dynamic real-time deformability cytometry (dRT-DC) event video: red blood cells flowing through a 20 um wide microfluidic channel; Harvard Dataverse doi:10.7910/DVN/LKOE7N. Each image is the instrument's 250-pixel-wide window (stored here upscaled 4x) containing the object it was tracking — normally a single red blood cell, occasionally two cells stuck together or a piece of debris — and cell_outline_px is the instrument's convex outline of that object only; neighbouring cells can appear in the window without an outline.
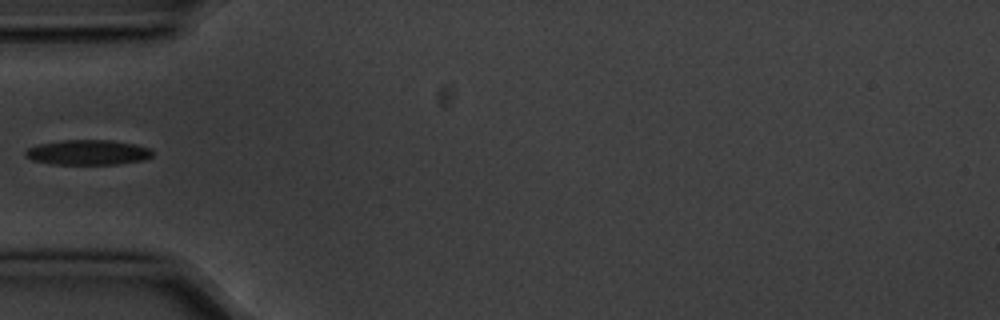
{"species": "common noctule bat (a hibernating species)", "species_latin": "Nyctalus noctula", "temperature_condition": "cold", "stored_images_in_passage": 2, "camera_frame_rate_fps": 3000, "um_per_image_px": 0.085, "animal": {"sex": "male", "body_mass_g": 20.1, "forearm_length_mm": 53.5}, "frame": {"image": 1, "passage_image": 1, "time_ms": 0.0, "image_size_px": [1000, 320], "cell_outline_px": [[152, 156], [144, 160], [116, 164], [52, 164], [32, 160], [24, 156], [24, 152], [28, 148], [40, 144], [64, 140], [112, 140], [136, 144], [152, 148]], "centroid_in_image_um": [7.49, 12.95], "position_along_channel_um": 77.5, "area_um2": 18.61}}